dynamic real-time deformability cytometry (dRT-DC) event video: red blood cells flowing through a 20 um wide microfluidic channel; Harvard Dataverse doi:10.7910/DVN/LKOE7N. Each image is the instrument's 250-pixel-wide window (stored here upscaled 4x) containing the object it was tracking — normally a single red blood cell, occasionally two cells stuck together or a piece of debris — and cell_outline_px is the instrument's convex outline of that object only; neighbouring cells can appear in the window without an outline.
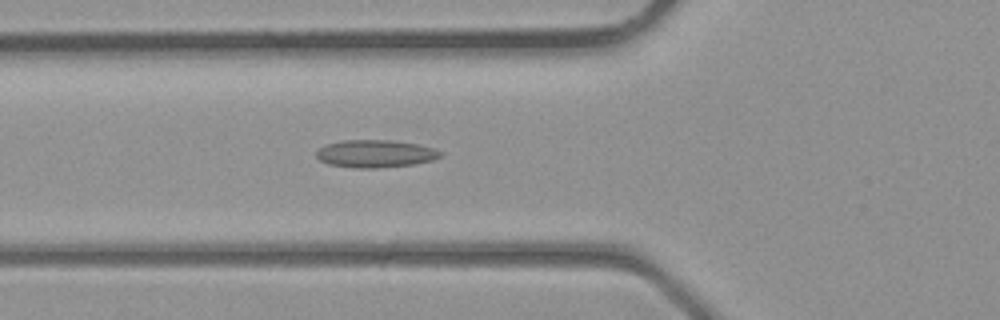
{"species": "common noctule bat (a hibernating species)", "species_latin": "Nyctalus noctula", "temperature_condition": "room temperature", "stored_images_in_passage": 32, "camera_frame_rate_fps": 3000, "um_per_image_px": 0.085, "animal": {"sex": "male", "body_mass_g": 23.1, "forearm_length_mm": 52.7}, "frame": {"image": 1, "passage_image": 13, "time_ms": 4.0, "image_size_px": [1000, 320], "cell_outline_px": [[444, 152], [440, 156], [432, 160], [412, 164], [376, 168], [356, 168], [328, 164], [320, 160], [316, 156], [316, 152], [324, 144], [340, 140], [388, 140], [416, 144], [436, 148]], "centroid_in_image_um": [31.89, 13.05], "position_along_channel_um": 93.9, "area_um2": 19.94}}
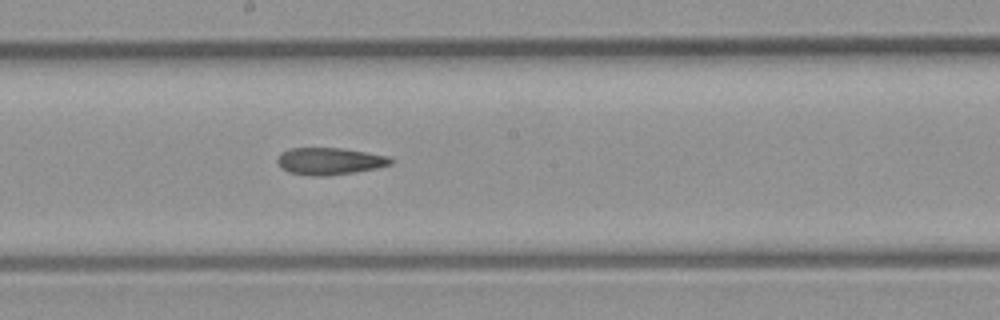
{"frame": {"image": 2, "passage_image": 20, "time_ms": 6.333, "image_size_px": [1000, 320], "cell_outline_px": [[392, 164], [376, 168], [352, 172], [320, 176], [312, 176], [288, 172], [276, 160], [280, 152], [288, 148], [344, 148], [388, 156], [392, 160]], "centroid_in_image_um": [27.99, 13.68], "position_along_channel_um": 220.2, "area_um2": 17.69}}
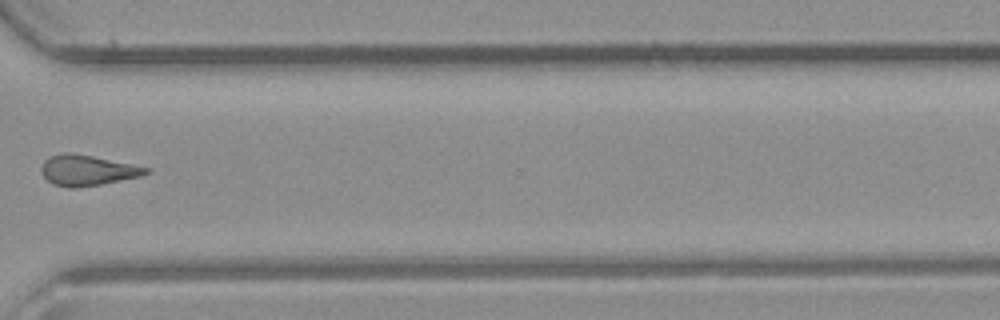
{"frame": {"image": 3, "passage_image": 28, "time_ms": 9.0, "image_size_px": [1000, 320], "cell_outline_px": [[152, 168], [148, 172], [140, 176], [100, 184], [76, 188], [68, 188], [52, 184], [44, 176], [40, 168], [44, 160], [60, 152], [72, 152]], "centroid_in_image_um": [7.39, 14.47], "position_along_channel_um": 363.2, "area_um2": 18.55}}